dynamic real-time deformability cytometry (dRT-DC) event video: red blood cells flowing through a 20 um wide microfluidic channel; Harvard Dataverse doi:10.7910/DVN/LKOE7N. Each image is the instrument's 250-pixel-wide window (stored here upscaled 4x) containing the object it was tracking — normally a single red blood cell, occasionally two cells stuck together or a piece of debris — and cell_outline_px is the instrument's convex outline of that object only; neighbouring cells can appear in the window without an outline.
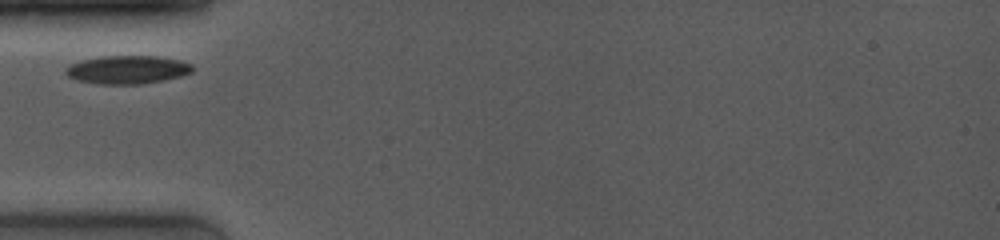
{"species": "common noctule bat (a hibernating species)", "species_latin": "Nyctalus noctula", "temperature_condition": "room temperature", "stored_images_in_passage": 2, "camera_frame_rate_fps": 4000, "um_per_image_px": 0.085, "animal": {"sex": "female", "body_mass_g": 19.0, "forearm_length_mm": 53.3}, "frame": {"image": 1, "passage_image": 1, "time_ms": 0.0, "image_size_px": [1000, 240], "cell_outline_px": [[196, 68], [192, 72], [180, 76], [164, 80], [144, 84], [100, 84], [76, 80], [68, 76], [64, 72], [64, 68], [80, 60], [100, 56], [156, 56], [176, 60], [192, 64]], "centroid_in_image_um": [10.81, 5.93], "position_along_channel_um": 74.2, "area_um2": 20.98}}